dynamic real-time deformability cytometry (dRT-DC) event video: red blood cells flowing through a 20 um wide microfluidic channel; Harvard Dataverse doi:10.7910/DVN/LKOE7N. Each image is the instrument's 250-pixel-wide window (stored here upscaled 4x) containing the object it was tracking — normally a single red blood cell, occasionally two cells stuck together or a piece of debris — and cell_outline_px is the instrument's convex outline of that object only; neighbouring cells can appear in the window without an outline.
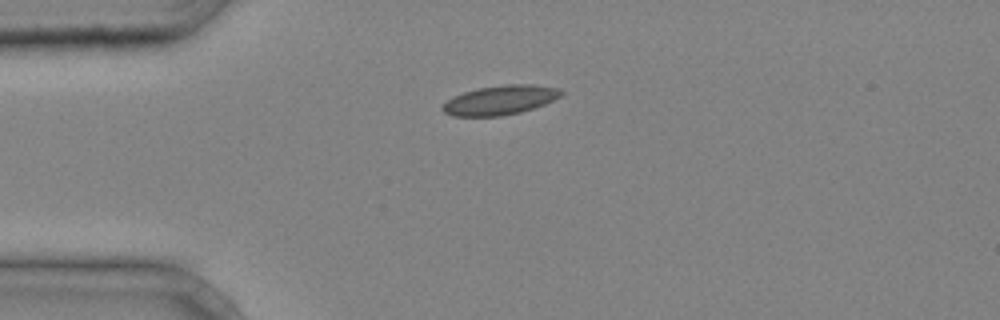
{"species": "common noctule bat (a hibernating species)", "species_latin": "Nyctalus noctula", "temperature_condition": "cold", "stored_images_in_passage": 28, "camera_frame_rate_fps": 3000, "um_per_image_px": 0.085, "animal": {"sex": "male", "body_mass_g": 20.4}, "frame": {"image": 1, "passage_image": 1, "time_ms": 0.0, "image_size_px": [1000, 320], "cell_outline_px": [[564, 96], [544, 104], [520, 112], [500, 116], [452, 116], [444, 112], [440, 108], [452, 96], [464, 92], [480, 88], [508, 84], [532, 84], [560, 88], [564, 92]], "centroid_in_image_um": [42.55, 8.5], "position_along_channel_um": 42.5, "area_um2": 20.29}}
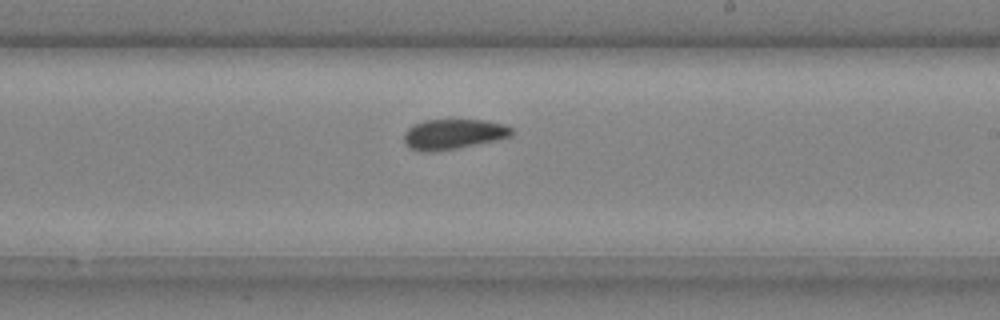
{"frame": {"image": 2, "passage_image": 16, "time_ms": 5.0, "image_size_px": [1000, 320], "cell_outline_px": [[512, 136], [496, 140], [456, 148], [432, 152], [420, 152], [408, 148], [404, 144], [404, 132], [412, 124], [424, 120], [484, 120], [504, 124], [512, 128]], "centroid_in_image_um": [38.48, 11.41], "position_along_channel_um": 250.5, "area_um2": 19.07}}
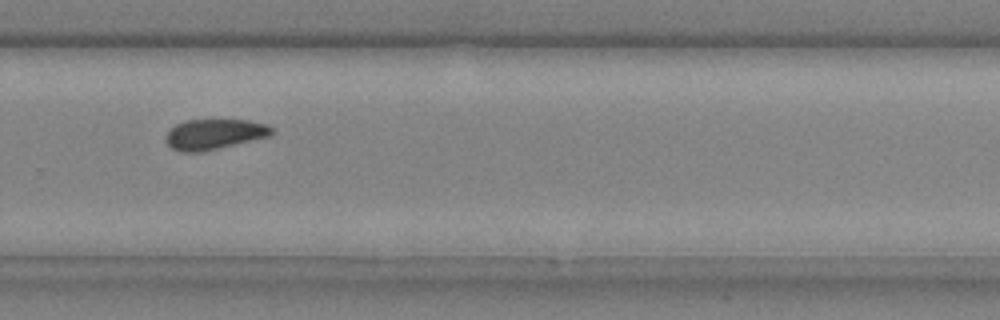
{"frame": {"image": 3, "passage_image": 20, "time_ms": 6.333, "image_size_px": [1000, 320], "cell_outline_px": [[272, 136], [200, 152], [180, 152], [172, 148], [168, 144], [168, 132], [176, 124], [184, 120], [248, 120], [268, 124], [272, 128]], "centroid_in_image_um": [18.26, 11.4], "position_along_channel_um": 311.5, "area_um2": 18.55}}